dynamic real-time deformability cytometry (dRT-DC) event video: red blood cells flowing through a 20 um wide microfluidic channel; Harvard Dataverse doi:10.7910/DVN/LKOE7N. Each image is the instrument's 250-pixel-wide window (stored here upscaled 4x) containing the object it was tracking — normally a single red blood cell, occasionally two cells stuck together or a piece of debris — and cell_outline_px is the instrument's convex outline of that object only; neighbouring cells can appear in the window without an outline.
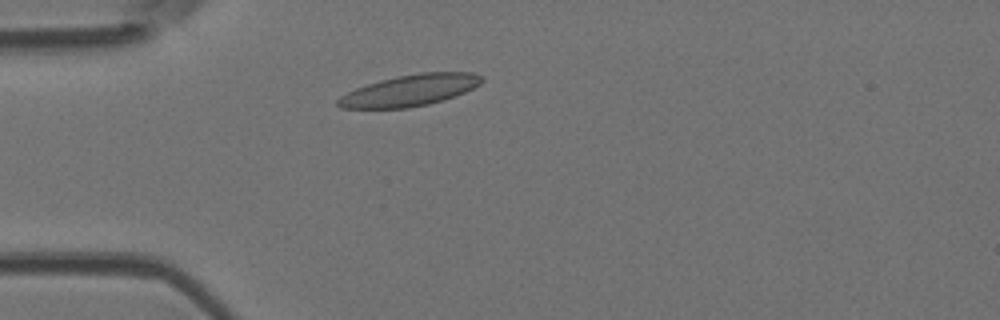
{"species": "Egyptian fruit bat (a non-hibernating species)", "species_latin": "Rousettus aegyptiacus", "temperature_condition": "room temperature", "stored_images_in_passage": 3, "camera_frame_rate_fps": 3000, "um_per_image_px": 0.085, "animal": {"sex": "female"}, "frame": {"image": 1, "passage_image": 3, "time_ms": 0.667, "image_size_px": [1000, 320], "cell_outline_px": [[484, 80], [480, 84], [464, 92], [444, 100], [428, 104], [408, 108], [340, 108], [336, 104], [336, 100], [340, 96], [356, 88], [380, 80], [396, 76], [420, 72], [472, 72], [484, 76]], "centroid_in_image_um": [34.85, 7.67], "position_along_channel_um": 50.1, "area_um2": 26.3}}